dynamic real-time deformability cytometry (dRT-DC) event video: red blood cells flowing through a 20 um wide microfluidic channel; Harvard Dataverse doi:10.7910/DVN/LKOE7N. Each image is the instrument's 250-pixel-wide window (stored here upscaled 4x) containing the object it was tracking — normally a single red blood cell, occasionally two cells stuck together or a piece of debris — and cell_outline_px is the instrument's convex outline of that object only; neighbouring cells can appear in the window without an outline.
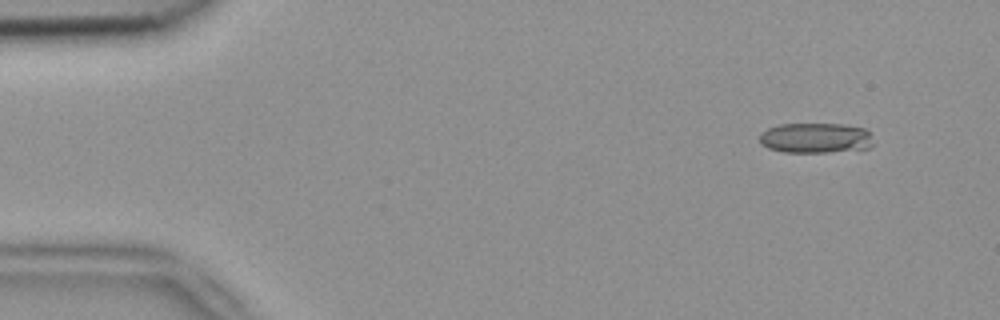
{"species": "common noctule bat (a hibernating species)", "species_latin": "Nyctalus noctula", "temperature_condition": "room temperature", "stored_images_in_passage": 5, "segment_of_instrument_passage": [2, 2], "camera_frame_rate_fps": 3000, "um_per_image_px": 0.085, "animal": {"sex": "female", "body_mass_g": 18.4}, "frame": {"image": 1, "passage_image": 5, "time_ms": 1.333, "image_size_px": [1000, 320], "cell_outline_px": [[872, 144], [868, 148], [828, 152], [784, 152], [768, 148], [760, 144], [760, 132], [768, 128], [780, 124], [844, 124], [864, 128], [868, 132]], "centroid_in_image_um": [69.27, 11.72], "position_along_channel_um": 15.7, "area_um2": 19.94}}